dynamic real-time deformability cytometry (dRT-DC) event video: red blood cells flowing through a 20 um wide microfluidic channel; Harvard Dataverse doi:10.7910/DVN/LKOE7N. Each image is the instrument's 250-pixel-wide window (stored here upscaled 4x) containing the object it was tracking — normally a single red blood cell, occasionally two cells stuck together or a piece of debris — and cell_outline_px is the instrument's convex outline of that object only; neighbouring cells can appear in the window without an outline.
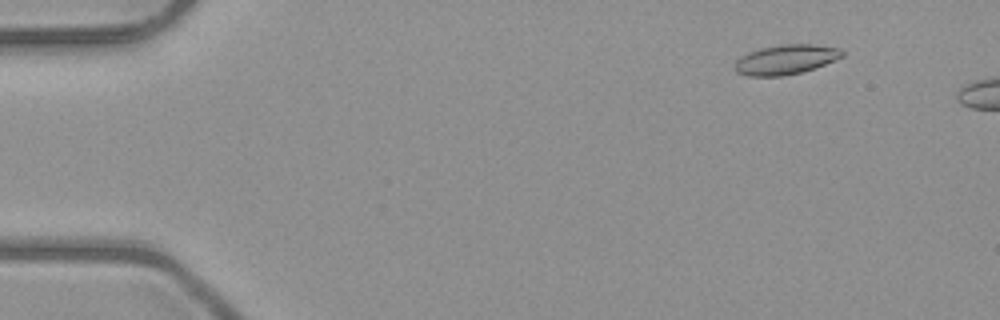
{"species": "common noctule bat (a hibernating species)", "species_latin": "Nyctalus noctula", "temperature_condition": "room temperature", "stored_images_in_passage": 10, "camera_frame_rate_fps": 3000, "um_per_image_px": 0.085, "animal": {"sex": "male", "body_mass_g": 23.1, "forearm_length_mm": 52.7}, "frame": {"image": 1, "passage_image": 6, "time_ms": 1.667, "image_size_px": [1000, 320], "cell_outline_px": [[844, 56], [824, 64], [800, 72], [784, 76], [748, 76], [736, 72], [736, 60], [740, 56], [748, 52], [760, 48], [780, 44], [816, 44], [840, 48], [844, 52]], "centroid_in_image_um": [66.79, 5.04], "position_along_channel_um": 18.2, "area_um2": 18.55}}